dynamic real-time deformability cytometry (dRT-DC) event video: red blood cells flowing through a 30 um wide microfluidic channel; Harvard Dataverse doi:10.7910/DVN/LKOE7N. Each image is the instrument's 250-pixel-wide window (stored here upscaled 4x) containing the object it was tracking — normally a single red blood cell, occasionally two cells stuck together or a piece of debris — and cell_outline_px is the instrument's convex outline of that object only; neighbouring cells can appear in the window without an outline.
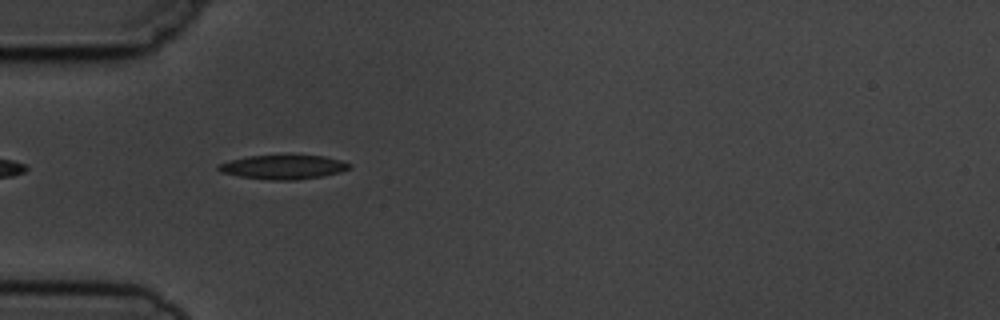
{"species": "common noctule bat (a hibernating species)", "species_latin": "Nyctalus noctula", "temperature_condition": "cold", "stored_images_in_passage": 5, "camera_frame_rate_fps": 3000, "um_per_image_px": 0.085, "animal": {"sex": "male", "body_mass_g": 19.5, "forearm_length_mm": 54.6}, "frame": {"image": 1, "passage_image": 5, "time_ms": 4.667, "image_size_px": [1000, 320], "cell_outline_px": [[352, 164], [348, 168], [340, 172], [324, 176], [292, 180], [272, 180], [240, 176], [220, 172], [216, 168], [220, 164], [232, 160], [248, 156], [324, 156], [344, 160]], "centroid_in_image_um": [24.12, 14.2], "position_along_channel_um": 60.9, "area_um2": 18.15}}